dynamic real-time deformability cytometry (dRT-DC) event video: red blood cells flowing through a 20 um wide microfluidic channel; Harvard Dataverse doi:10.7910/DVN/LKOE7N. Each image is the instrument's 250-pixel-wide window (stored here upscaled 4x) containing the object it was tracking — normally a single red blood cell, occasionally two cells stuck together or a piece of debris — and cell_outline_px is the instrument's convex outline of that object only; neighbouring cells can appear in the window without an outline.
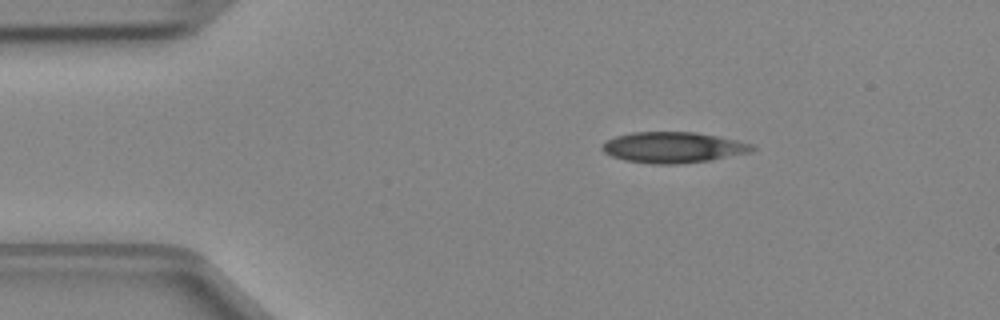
{"species": "Egyptian fruit bat (a non-hibernating species)", "species_latin": "Rousettus aegyptiacus", "temperature_condition": "cold", "stored_images_in_passage": 40, "camera_frame_rate_fps": 3000, "um_per_image_px": 0.085, "animal": {"sex": "female"}, "frame": {"image": 1, "passage_image": 1, "time_ms": 0.0, "image_size_px": [1000, 320], "cell_outline_px": [[756, 148], [752, 152], [712, 160], [680, 164], [652, 164], [624, 160], [612, 156], [604, 152], [600, 148], [608, 140], [616, 136], [632, 132], [696, 132], [736, 140], [752, 144]], "centroid_in_image_um": [57.24, 12.54], "position_along_channel_um": 27.8, "area_um2": 26.99}}
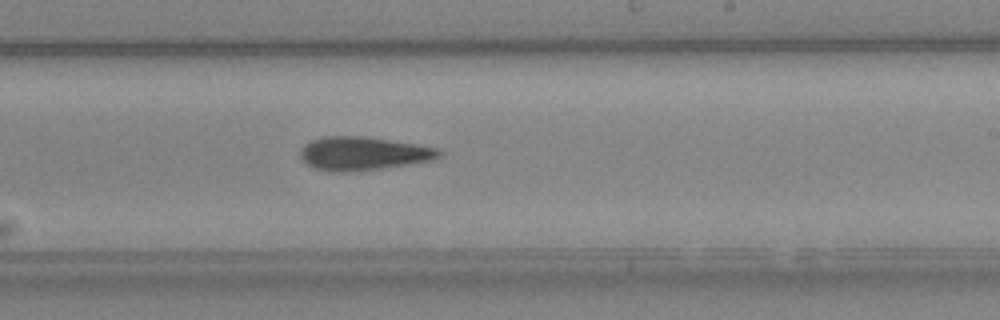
{"frame": {"image": 2, "passage_image": 21, "time_ms": 6.667, "image_size_px": [1000, 320], "cell_outline_px": [[444, 152], [440, 156], [432, 160], [380, 168], [344, 172], [332, 172], [312, 168], [300, 156], [300, 152], [304, 144], [312, 140], [324, 136], [360, 136], [416, 144], [440, 148]], "centroid_in_image_um": [30.86, 13.04], "position_along_channel_um": 258.1, "area_um2": 26.82}}
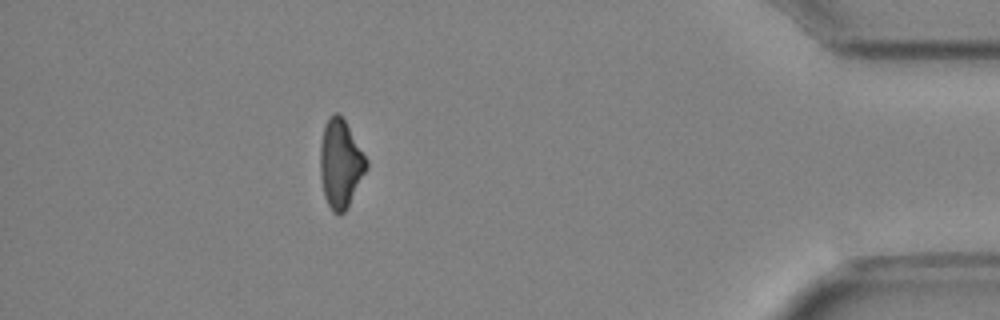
{"frame": {"image": 3, "passage_image": 35, "time_ms": 11.333, "image_size_px": [1000, 320], "cell_outline_px": [[368, 168], [344, 212], [340, 216], [332, 212], [324, 196], [320, 176], [320, 144], [324, 128], [328, 116], [332, 112], [340, 112], [368, 160]], "centroid_in_image_um": [28.93, 13.89], "position_along_channel_um": 406.3, "area_um2": 23.93}}